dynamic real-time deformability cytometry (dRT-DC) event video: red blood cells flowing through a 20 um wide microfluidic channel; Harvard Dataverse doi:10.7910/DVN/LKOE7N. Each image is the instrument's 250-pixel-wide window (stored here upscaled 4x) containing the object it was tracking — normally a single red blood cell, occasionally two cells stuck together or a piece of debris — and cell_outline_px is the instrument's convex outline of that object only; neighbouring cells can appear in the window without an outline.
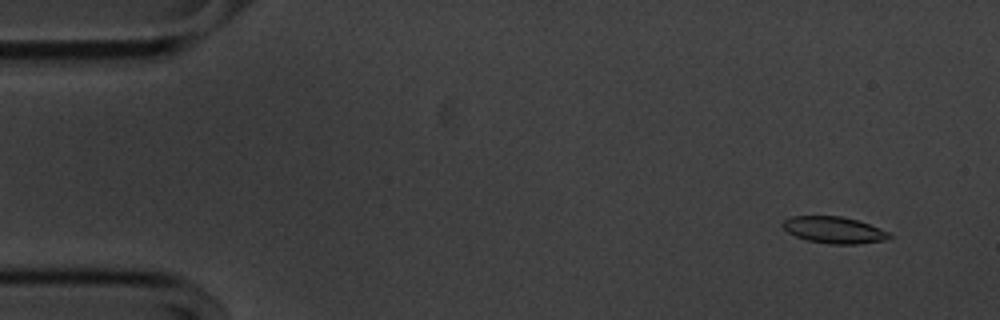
{"species": "common noctule bat (a hibernating species)", "species_latin": "Nyctalus noctula", "temperature_condition": "cold", "stored_images_in_passage": 55, "camera_frame_rate_fps": 3000, "um_per_image_px": 0.085, "animal": {"sex": "male", "body_mass_g": 20.1, "forearm_length_mm": 53.5}, "frame": {"image": 1, "passage_image": 4, "time_ms": 1.0, "image_size_px": [1000, 320], "cell_outline_px": [[892, 236], [888, 240], [856, 244], [832, 244], [808, 240], [796, 236], [788, 232], [780, 224], [784, 220], [792, 216], [840, 216], [856, 220], [880, 228], [888, 232]], "centroid_in_image_um": [70.89, 19.55], "position_along_channel_um": 14.1, "area_um2": 16.42}}
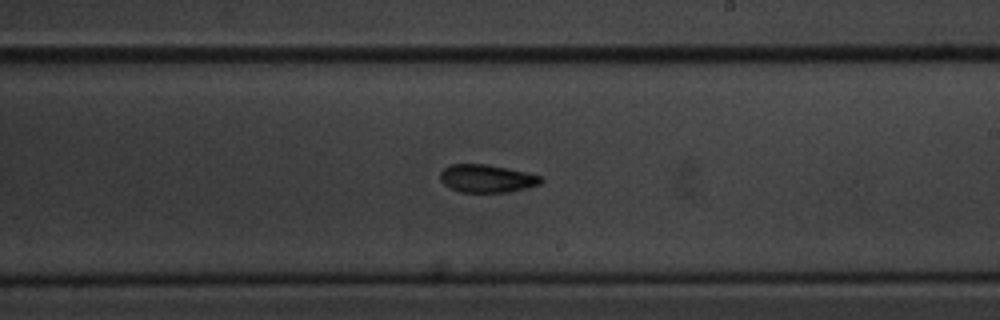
{"frame": {"image": 2, "passage_image": 32, "time_ms": 10.333, "image_size_px": [1000, 320], "cell_outline_px": [[544, 180], [540, 184], [508, 192], [460, 192], [444, 184], [440, 180], [440, 172], [444, 168], [452, 164], [484, 164], [544, 176]], "centroid_in_image_um": [41.38, 15.17], "position_along_channel_um": 247.6, "area_um2": 16.18}}
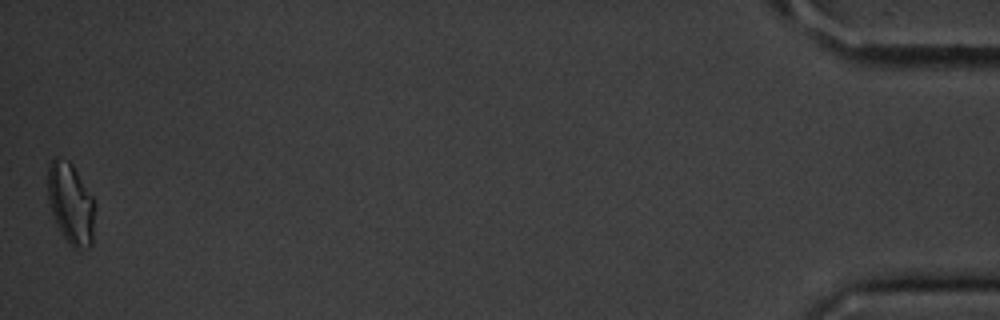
{"frame": {"image": 3, "passage_image": 55, "time_ms": 18.0, "image_size_px": [1000, 320], "cell_outline_px": [[96, 208], [92, 244], [88, 248], [80, 252], [72, 248], [68, 244], [56, 224], [48, 200], [48, 164], [56, 156], [68, 160], [72, 164], [92, 196], [96, 204]], "centroid_in_image_um": [6.04, 17.36], "position_along_channel_um": 429.2, "area_um2": 22.77}, "authors_computed_cell_mechanics": {"area_um2": 16.9932, "velocity_mm_per_s": 3.5936, "shape_relaxation_time_tau1_ms": 4.5617, "shape_relaxation_time_tau2_ms": 3.2888, "deformation_change_tau1": 0.124, "deformation_change_tau2": 0.0936}}